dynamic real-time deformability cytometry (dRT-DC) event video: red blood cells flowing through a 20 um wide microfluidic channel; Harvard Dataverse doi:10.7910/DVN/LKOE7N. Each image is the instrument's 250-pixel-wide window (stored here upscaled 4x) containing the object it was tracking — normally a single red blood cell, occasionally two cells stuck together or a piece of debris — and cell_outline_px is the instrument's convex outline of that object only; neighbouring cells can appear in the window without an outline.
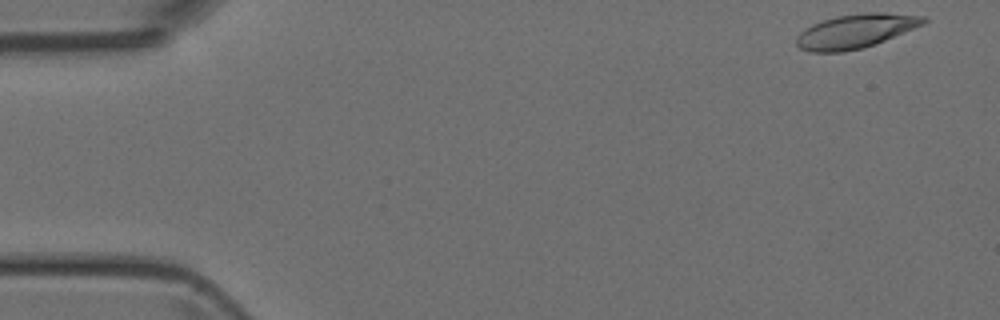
{"species": "Egyptian fruit bat (a non-hibernating species)", "species_latin": "Rousettus aegyptiacus", "temperature_condition": "room temperature", "stored_images_in_passage": 26, "camera_frame_rate_fps": 3000, "um_per_image_px": 0.085, "animal": {"sex": "female"}, "frame": {"image": 1, "passage_image": 1, "time_ms": 0.0, "image_size_px": [1000, 320], "cell_outline_px": [[928, 20], [924, 24], [884, 40], [860, 48], [844, 52], [812, 52], [800, 48], [796, 44], [796, 36], [804, 28], [812, 24], [836, 16], [864, 12], [884, 12], [928, 16]], "centroid_in_image_um": [72.72, 2.62], "position_along_channel_um": 12.3, "area_um2": 25.14}}
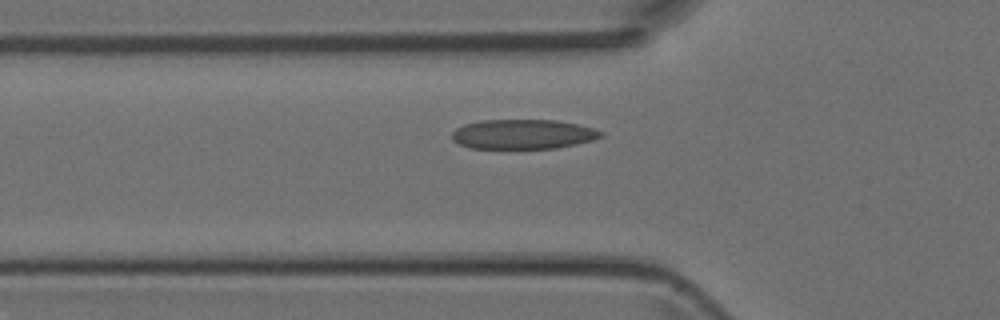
{"frame": {"image": 2, "passage_image": 15, "time_ms": 4.667, "image_size_px": [1000, 320], "cell_outline_px": [[604, 136], [592, 140], [576, 144], [556, 148], [472, 148], [460, 144], [452, 140], [452, 132], [456, 128], [464, 124], [480, 120], [556, 120], [576, 124], [592, 128], [604, 132]], "centroid_in_image_um": [44.45, 11.4], "position_along_channel_um": 81.4, "area_um2": 25.66}}
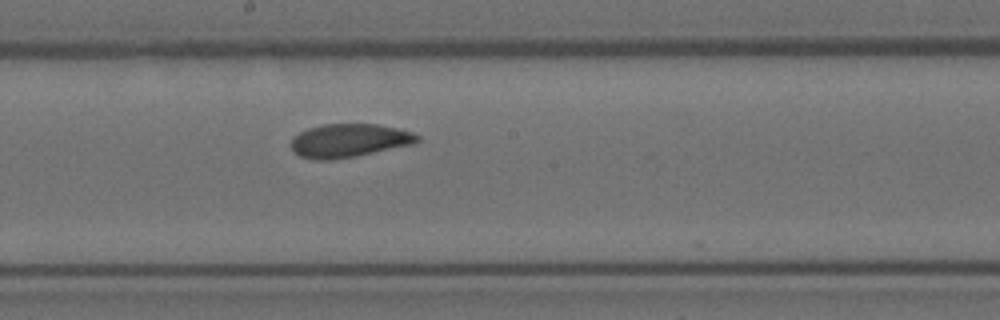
{"frame": {"image": 3, "passage_image": 25, "time_ms": 8.0, "image_size_px": [1000, 320], "cell_outline_px": [[420, 140], [416, 144], [356, 156], [328, 160], [320, 160], [300, 156], [292, 152], [292, 140], [300, 132], [308, 128], [324, 124], [376, 124], [396, 128], [412, 132], [420, 136]], "centroid_in_image_um": [29.71, 11.95], "position_along_channel_um": 218.5, "area_um2": 24.57}}